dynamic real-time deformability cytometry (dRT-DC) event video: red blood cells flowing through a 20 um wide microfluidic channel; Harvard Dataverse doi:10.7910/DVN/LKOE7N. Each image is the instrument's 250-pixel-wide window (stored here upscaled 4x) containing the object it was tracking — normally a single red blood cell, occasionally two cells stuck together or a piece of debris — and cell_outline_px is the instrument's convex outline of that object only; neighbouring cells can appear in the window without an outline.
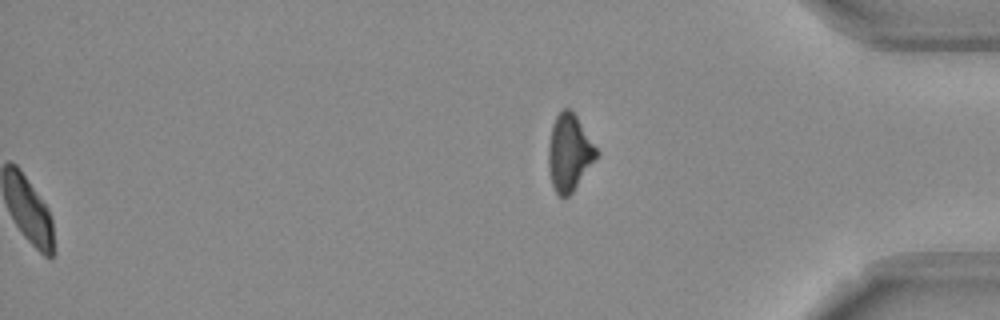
{"species": "Egyptian fruit bat (a non-hibernating species)", "species_latin": "Rousettus aegyptiacus", "temperature_condition": "room temperature", "stored_images_in_passage": 55, "segment_of_instrument_passage": [2, 2], "camera_frame_rate_fps": 3000, "um_per_image_px": 0.085, "frame": {"image": 1, "passage_image": 55, "time_ms": 18.0, "image_size_px": [1000, 320], "cell_outline_px": [[600, 152], [572, 192], [568, 196], [560, 196], [556, 192], [552, 184], [548, 168], [548, 144], [552, 124], [556, 116], [564, 108], [568, 108], [576, 116]], "centroid_in_image_um": [48.37, 12.96], "position_along_channel_um": 386.8, "area_um2": 21.21}}